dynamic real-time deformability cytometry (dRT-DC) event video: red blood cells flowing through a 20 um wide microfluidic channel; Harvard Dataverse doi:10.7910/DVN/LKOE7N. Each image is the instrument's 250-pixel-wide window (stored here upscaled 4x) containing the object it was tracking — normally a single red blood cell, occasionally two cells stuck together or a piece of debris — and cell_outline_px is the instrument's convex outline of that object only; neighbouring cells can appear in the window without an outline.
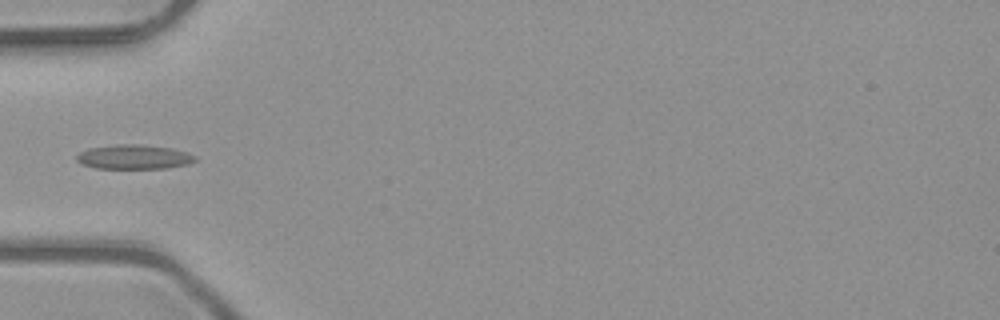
{"species": "common noctule bat (a hibernating species)", "species_latin": "Nyctalus noctula", "temperature_condition": "room temperature", "stored_images_in_passage": 4, "camera_frame_rate_fps": 3000, "um_per_image_px": 0.085, "animal": {"sex": "male", "body_mass_g": 23.1, "forearm_length_mm": 52.7}, "frame": {"image": 1, "passage_image": 4, "time_ms": 1.0, "image_size_px": [1000, 320], "cell_outline_px": [[196, 160], [188, 164], [168, 168], [96, 168], [80, 164], [76, 160], [76, 156], [80, 152], [88, 148], [116, 144], [140, 144], [172, 148], [188, 152], [196, 156]], "centroid_in_image_um": [11.38, 13.33], "position_along_channel_um": 73.6, "area_um2": 16.99}}